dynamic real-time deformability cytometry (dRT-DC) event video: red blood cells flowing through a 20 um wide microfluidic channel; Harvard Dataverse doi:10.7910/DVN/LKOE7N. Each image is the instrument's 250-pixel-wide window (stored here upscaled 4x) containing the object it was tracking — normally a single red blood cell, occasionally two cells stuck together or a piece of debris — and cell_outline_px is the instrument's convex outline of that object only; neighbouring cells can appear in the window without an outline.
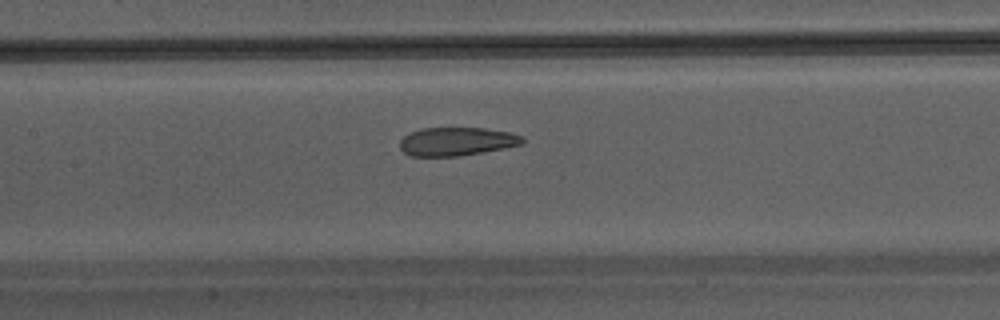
{"species": "Egyptian fruit bat (a non-hibernating species)", "species_latin": "Rousettus aegyptiacus", "temperature_condition": "warm", "stored_images_in_passage": 27, "camera_frame_rate_fps": 3000, "um_per_image_px": 0.085, "animal": {"sex": "male"}, "frame": {"image": 1, "passage_image": 12, "time_ms": 3.667, "image_size_px": [1000, 320], "cell_outline_px": [[524, 144], [504, 148], [460, 156], [412, 156], [404, 152], [400, 148], [400, 140], [404, 136], [420, 128], [484, 128], [512, 132], [524, 136]], "centroid_in_image_um": [38.86, 12.02], "position_along_channel_um": 168.5, "area_um2": 20.4}}